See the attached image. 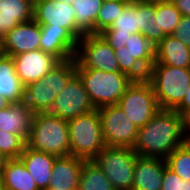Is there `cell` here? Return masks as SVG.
<instances>
[{
	"instance_id": "obj_25",
	"label": "cell",
	"mask_w": 190,
	"mask_h": 190,
	"mask_svg": "<svg viewBox=\"0 0 190 190\" xmlns=\"http://www.w3.org/2000/svg\"><path fill=\"white\" fill-rule=\"evenodd\" d=\"M102 3L103 0H73L77 40L86 34H96V17Z\"/></svg>"
},
{
	"instance_id": "obj_17",
	"label": "cell",
	"mask_w": 190,
	"mask_h": 190,
	"mask_svg": "<svg viewBox=\"0 0 190 190\" xmlns=\"http://www.w3.org/2000/svg\"><path fill=\"white\" fill-rule=\"evenodd\" d=\"M166 166L163 159L138 155L134 165L132 190H161Z\"/></svg>"
},
{
	"instance_id": "obj_34",
	"label": "cell",
	"mask_w": 190,
	"mask_h": 190,
	"mask_svg": "<svg viewBox=\"0 0 190 190\" xmlns=\"http://www.w3.org/2000/svg\"><path fill=\"white\" fill-rule=\"evenodd\" d=\"M175 38L181 41L187 48L190 49V17L182 16L179 24L175 28V32L172 34Z\"/></svg>"
},
{
	"instance_id": "obj_24",
	"label": "cell",
	"mask_w": 190,
	"mask_h": 190,
	"mask_svg": "<svg viewBox=\"0 0 190 190\" xmlns=\"http://www.w3.org/2000/svg\"><path fill=\"white\" fill-rule=\"evenodd\" d=\"M0 180L5 190H39L19 158L6 159L0 171Z\"/></svg>"
},
{
	"instance_id": "obj_31",
	"label": "cell",
	"mask_w": 190,
	"mask_h": 190,
	"mask_svg": "<svg viewBox=\"0 0 190 190\" xmlns=\"http://www.w3.org/2000/svg\"><path fill=\"white\" fill-rule=\"evenodd\" d=\"M131 2V0L105 1L96 17V34L102 32L105 28L117 19L120 12Z\"/></svg>"
},
{
	"instance_id": "obj_30",
	"label": "cell",
	"mask_w": 190,
	"mask_h": 190,
	"mask_svg": "<svg viewBox=\"0 0 190 190\" xmlns=\"http://www.w3.org/2000/svg\"><path fill=\"white\" fill-rule=\"evenodd\" d=\"M166 165L182 180H190V145L184 143L176 148L166 159Z\"/></svg>"
},
{
	"instance_id": "obj_26",
	"label": "cell",
	"mask_w": 190,
	"mask_h": 190,
	"mask_svg": "<svg viewBox=\"0 0 190 190\" xmlns=\"http://www.w3.org/2000/svg\"><path fill=\"white\" fill-rule=\"evenodd\" d=\"M139 30L155 46L166 36L158 32L155 0H139Z\"/></svg>"
},
{
	"instance_id": "obj_19",
	"label": "cell",
	"mask_w": 190,
	"mask_h": 190,
	"mask_svg": "<svg viewBox=\"0 0 190 190\" xmlns=\"http://www.w3.org/2000/svg\"><path fill=\"white\" fill-rule=\"evenodd\" d=\"M34 113L22 101L0 109V130L20 136L25 142L30 135Z\"/></svg>"
},
{
	"instance_id": "obj_16",
	"label": "cell",
	"mask_w": 190,
	"mask_h": 190,
	"mask_svg": "<svg viewBox=\"0 0 190 190\" xmlns=\"http://www.w3.org/2000/svg\"><path fill=\"white\" fill-rule=\"evenodd\" d=\"M40 50L54 55L60 61L74 59L78 40L65 28L40 25Z\"/></svg>"
},
{
	"instance_id": "obj_2",
	"label": "cell",
	"mask_w": 190,
	"mask_h": 190,
	"mask_svg": "<svg viewBox=\"0 0 190 190\" xmlns=\"http://www.w3.org/2000/svg\"><path fill=\"white\" fill-rule=\"evenodd\" d=\"M101 37L114 49L119 71L133 80H146L155 62V48L142 33H117L103 30Z\"/></svg>"
},
{
	"instance_id": "obj_40",
	"label": "cell",
	"mask_w": 190,
	"mask_h": 190,
	"mask_svg": "<svg viewBox=\"0 0 190 190\" xmlns=\"http://www.w3.org/2000/svg\"><path fill=\"white\" fill-rule=\"evenodd\" d=\"M5 161H6L5 157H3V156L0 154V171H1V168L3 167Z\"/></svg>"
},
{
	"instance_id": "obj_11",
	"label": "cell",
	"mask_w": 190,
	"mask_h": 190,
	"mask_svg": "<svg viewBox=\"0 0 190 190\" xmlns=\"http://www.w3.org/2000/svg\"><path fill=\"white\" fill-rule=\"evenodd\" d=\"M100 115L103 138L106 146L133 147L138 128L131 122L117 105H106L97 108Z\"/></svg>"
},
{
	"instance_id": "obj_35",
	"label": "cell",
	"mask_w": 190,
	"mask_h": 190,
	"mask_svg": "<svg viewBox=\"0 0 190 190\" xmlns=\"http://www.w3.org/2000/svg\"><path fill=\"white\" fill-rule=\"evenodd\" d=\"M174 110L178 112L181 116L186 113H190V86L182 102Z\"/></svg>"
},
{
	"instance_id": "obj_13",
	"label": "cell",
	"mask_w": 190,
	"mask_h": 190,
	"mask_svg": "<svg viewBox=\"0 0 190 190\" xmlns=\"http://www.w3.org/2000/svg\"><path fill=\"white\" fill-rule=\"evenodd\" d=\"M15 71L24 86L43 78L61 61L40 49L27 53L17 54L12 57Z\"/></svg>"
},
{
	"instance_id": "obj_9",
	"label": "cell",
	"mask_w": 190,
	"mask_h": 190,
	"mask_svg": "<svg viewBox=\"0 0 190 190\" xmlns=\"http://www.w3.org/2000/svg\"><path fill=\"white\" fill-rule=\"evenodd\" d=\"M117 105L131 122L143 127L160 110L151 83L146 80H133Z\"/></svg>"
},
{
	"instance_id": "obj_41",
	"label": "cell",
	"mask_w": 190,
	"mask_h": 190,
	"mask_svg": "<svg viewBox=\"0 0 190 190\" xmlns=\"http://www.w3.org/2000/svg\"><path fill=\"white\" fill-rule=\"evenodd\" d=\"M0 54H2V49H1V39H0Z\"/></svg>"
},
{
	"instance_id": "obj_12",
	"label": "cell",
	"mask_w": 190,
	"mask_h": 190,
	"mask_svg": "<svg viewBox=\"0 0 190 190\" xmlns=\"http://www.w3.org/2000/svg\"><path fill=\"white\" fill-rule=\"evenodd\" d=\"M93 110L95 107L91 103L81 79L75 74L66 87L57 94L49 113L69 121Z\"/></svg>"
},
{
	"instance_id": "obj_3",
	"label": "cell",
	"mask_w": 190,
	"mask_h": 190,
	"mask_svg": "<svg viewBox=\"0 0 190 190\" xmlns=\"http://www.w3.org/2000/svg\"><path fill=\"white\" fill-rule=\"evenodd\" d=\"M75 74V58L61 61L43 78L25 86L23 102L34 114L49 113L57 94Z\"/></svg>"
},
{
	"instance_id": "obj_39",
	"label": "cell",
	"mask_w": 190,
	"mask_h": 190,
	"mask_svg": "<svg viewBox=\"0 0 190 190\" xmlns=\"http://www.w3.org/2000/svg\"><path fill=\"white\" fill-rule=\"evenodd\" d=\"M44 1H51L54 2H67L68 4H72L73 0H44Z\"/></svg>"
},
{
	"instance_id": "obj_18",
	"label": "cell",
	"mask_w": 190,
	"mask_h": 190,
	"mask_svg": "<svg viewBox=\"0 0 190 190\" xmlns=\"http://www.w3.org/2000/svg\"><path fill=\"white\" fill-rule=\"evenodd\" d=\"M84 159L73 155L56 157L48 188L53 190H77Z\"/></svg>"
},
{
	"instance_id": "obj_43",
	"label": "cell",
	"mask_w": 190,
	"mask_h": 190,
	"mask_svg": "<svg viewBox=\"0 0 190 190\" xmlns=\"http://www.w3.org/2000/svg\"><path fill=\"white\" fill-rule=\"evenodd\" d=\"M164 1H168V2H174L175 0H164Z\"/></svg>"
},
{
	"instance_id": "obj_1",
	"label": "cell",
	"mask_w": 190,
	"mask_h": 190,
	"mask_svg": "<svg viewBox=\"0 0 190 190\" xmlns=\"http://www.w3.org/2000/svg\"><path fill=\"white\" fill-rule=\"evenodd\" d=\"M184 143L182 116L175 110L160 109L146 125L138 128L132 149L139 156L165 160Z\"/></svg>"
},
{
	"instance_id": "obj_28",
	"label": "cell",
	"mask_w": 190,
	"mask_h": 190,
	"mask_svg": "<svg viewBox=\"0 0 190 190\" xmlns=\"http://www.w3.org/2000/svg\"><path fill=\"white\" fill-rule=\"evenodd\" d=\"M155 15L158 16V32L172 35L182 17L173 2L155 0Z\"/></svg>"
},
{
	"instance_id": "obj_37",
	"label": "cell",
	"mask_w": 190,
	"mask_h": 190,
	"mask_svg": "<svg viewBox=\"0 0 190 190\" xmlns=\"http://www.w3.org/2000/svg\"><path fill=\"white\" fill-rule=\"evenodd\" d=\"M183 118V136L186 144L190 145V113H186Z\"/></svg>"
},
{
	"instance_id": "obj_8",
	"label": "cell",
	"mask_w": 190,
	"mask_h": 190,
	"mask_svg": "<svg viewBox=\"0 0 190 190\" xmlns=\"http://www.w3.org/2000/svg\"><path fill=\"white\" fill-rule=\"evenodd\" d=\"M138 154L131 148L105 146L93 159L115 190H132Z\"/></svg>"
},
{
	"instance_id": "obj_21",
	"label": "cell",
	"mask_w": 190,
	"mask_h": 190,
	"mask_svg": "<svg viewBox=\"0 0 190 190\" xmlns=\"http://www.w3.org/2000/svg\"><path fill=\"white\" fill-rule=\"evenodd\" d=\"M34 0H0V39L20 23L33 19Z\"/></svg>"
},
{
	"instance_id": "obj_7",
	"label": "cell",
	"mask_w": 190,
	"mask_h": 190,
	"mask_svg": "<svg viewBox=\"0 0 190 190\" xmlns=\"http://www.w3.org/2000/svg\"><path fill=\"white\" fill-rule=\"evenodd\" d=\"M67 123L71 155L84 160H93L106 146L97 109L79 115Z\"/></svg>"
},
{
	"instance_id": "obj_6",
	"label": "cell",
	"mask_w": 190,
	"mask_h": 190,
	"mask_svg": "<svg viewBox=\"0 0 190 190\" xmlns=\"http://www.w3.org/2000/svg\"><path fill=\"white\" fill-rule=\"evenodd\" d=\"M95 109L117 104L126 88L133 82L120 71L104 72L97 69H76Z\"/></svg>"
},
{
	"instance_id": "obj_38",
	"label": "cell",
	"mask_w": 190,
	"mask_h": 190,
	"mask_svg": "<svg viewBox=\"0 0 190 190\" xmlns=\"http://www.w3.org/2000/svg\"><path fill=\"white\" fill-rule=\"evenodd\" d=\"M12 103L7 98H0V109L9 107Z\"/></svg>"
},
{
	"instance_id": "obj_42",
	"label": "cell",
	"mask_w": 190,
	"mask_h": 190,
	"mask_svg": "<svg viewBox=\"0 0 190 190\" xmlns=\"http://www.w3.org/2000/svg\"><path fill=\"white\" fill-rule=\"evenodd\" d=\"M3 189V186H2V183H1V180H0V190Z\"/></svg>"
},
{
	"instance_id": "obj_22",
	"label": "cell",
	"mask_w": 190,
	"mask_h": 190,
	"mask_svg": "<svg viewBox=\"0 0 190 190\" xmlns=\"http://www.w3.org/2000/svg\"><path fill=\"white\" fill-rule=\"evenodd\" d=\"M153 64L190 69V49L172 35H166L155 48Z\"/></svg>"
},
{
	"instance_id": "obj_44",
	"label": "cell",
	"mask_w": 190,
	"mask_h": 190,
	"mask_svg": "<svg viewBox=\"0 0 190 190\" xmlns=\"http://www.w3.org/2000/svg\"><path fill=\"white\" fill-rule=\"evenodd\" d=\"M105 1H118V0H103V2H105Z\"/></svg>"
},
{
	"instance_id": "obj_5",
	"label": "cell",
	"mask_w": 190,
	"mask_h": 190,
	"mask_svg": "<svg viewBox=\"0 0 190 190\" xmlns=\"http://www.w3.org/2000/svg\"><path fill=\"white\" fill-rule=\"evenodd\" d=\"M147 80L151 83L160 109L174 110L190 86V69L153 64Z\"/></svg>"
},
{
	"instance_id": "obj_20",
	"label": "cell",
	"mask_w": 190,
	"mask_h": 190,
	"mask_svg": "<svg viewBox=\"0 0 190 190\" xmlns=\"http://www.w3.org/2000/svg\"><path fill=\"white\" fill-rule=\"evenodd\" d=\"M56 157L53 154L36 151L27 146H25L22 154L19 156L27 171L35 180L39 190L48 188Z\"/></svg>"
},
{
	"instance_id": "obj_4",
	"label": "cell",
	"mask_w": 190,
	"mask_h": 190,
	"mask_svg": "<svg viewBox=\"0 0 190 190\" xmlns=\"http://www.w3.org/2000/svg\"><path fill=\"white\" fill-rule=\"evenodd\" d=\"M26 146L57 157L71 155L67 121L50 113L34 114Z\"/></svg>"
},
{
	"instance_id": "obj_27",
	"label": "cell",
	"mask_w": 190,
	"mask_h": 190,
	"mask_svg": "<svg viewBox=\"0 0 190 190\" xmlns=\"http://www.w3.org/2000/svg\"><path fill=\"white\" fill-rule=\"evenodd\" d=\"M77 190H115L109 179L93 160H84Z\"/></svg>"
},
{
	"instance_id": "obj_32",
	"label": "cell",
	"mask_w": 190,
	"mask_h": 190,
	"mask_svg": "<svg viewBox=\"0 0 190 190\" xmlns=\"http://www.w3.org/2000/svg\"><path fill=\"white\" fill-rule=\"evenodd\" d=\"M26 142L18 135L0 130V154L5 159H18Z\"/></svg>"
},
{
	"instance_id": "obj_15",
	"label": "cell",
	"mask_w": 190,
	"mask_h": 190,
	"mask_svg": "<svg viewBox=\"0 0 190 190\" xmlns=\"http://www.w3.org/2000/svg\"><path fill=\"white\" fill-rule=\"evenodd\" d=\"M75 9L67 2L34 0L33 19L40 25L67 29L76 38Z\"/></svg>"
},
{
	"instance_id": "obj_10",
	"label": "cell",
	"mask_w": 190,
	"mask_h": 190,
	"mask_svg": "<svg viewBox=\"0 0 190 190\" xmlns=\"http://www.w3.org/2000/svg\"><path fill=\"white\" fill-rule=\"evenodd\" d=\"M75 62L76 69L119 71L114 49L100 34H86L78 40Z\"/></svg>"
},
{
	"instance_id": "obj_23",
	"label": "cell",
	"mask_w": 190,
	"mask_h": 190,
	"mask_svg": "<svg viewBox=\"0 0 190 190\" xmlns=\"http://www.w3.org/2000/svg\"><path fill=\"white\" fill-rule=\"evenodd\" d=\"M25 86L16 74L14 60L11 56L0 55V98H7L11 103L24 99Z\"/></svg>"
},
{
	"instance_id": "obj_33",
	"label": "cell",
	"mask_w": 190,
	"mask_h": 190,
	"mask_svg": "<svg viewBox=\"0 0 190 190\" xmlns=\"http://www.w3.org/2000/svg\"><path fill=\"white\" fill-rule=\"evenodd\" d=\"M161 190H190V180H182L166 166L162 176Z\"/></svg>"
},
{
	"instance_id": "obj_36",
	"label": "cell",
	"mask_w": 190,
	"mask_h": 190,
	"mask_svg": "<svg viewBox=\"0 0 190 190\" xmlns=\"http://www.w3.org/2000/svg\"><path fill=\"white\" fill-rule=\"evenodd\" d=\"M173 3L182 16L190 17V0H175Z\"/></svg>"
},
{
	"instance_id": "obj_29",
	"label": "cell",
	"mask_w": 190,
	"mask_h": 190,
	"mask_svg": "<svg viewBox=\"0 0 190 190\" xmlns=\"http://www.w3.org/2000/svg\"><path fill=\"white\" fill-rule=\"evenodd\" d=\"M104 30H117V33H139V0H131L110 27Z\"/></svg>"
},
{
	"instance_id": "obj_14",
	"label": "cell",
	"mask_w": 190,
	"mask_h": 190,
	"mask_svg": "<svg viewBox=\"0 0 190 190\" xmlns=\"http://www.w3.org/2000/svg\"><path fill=\"white\" fill-rule=\"evenodd\" d=\"M40 39V24L34 19L20 23L2 37V54L13 57L40 49Z\"/></svg>"
}]
</instances>
